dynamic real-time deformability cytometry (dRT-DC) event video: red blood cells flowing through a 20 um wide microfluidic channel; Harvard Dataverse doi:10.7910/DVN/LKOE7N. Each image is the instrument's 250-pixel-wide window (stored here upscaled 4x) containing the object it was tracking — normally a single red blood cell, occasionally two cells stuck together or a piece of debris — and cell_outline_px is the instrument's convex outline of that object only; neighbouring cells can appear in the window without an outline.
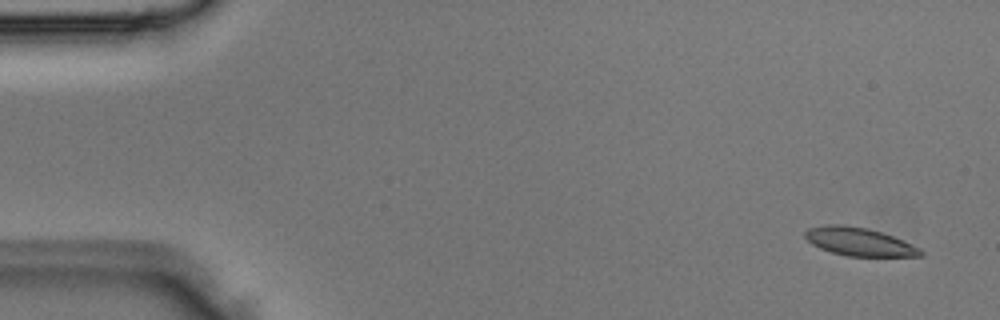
{"species": "Egyptian fruit bat (a non-hibernating species)", "species_latin": "Rousettus aegyptiacus", "temperature_condition": "room temperature", "stored_images_in_passage": 4, "camera_frame_rate_fps": 3000, "um_per_image_px": 0.085, "animal": {"sex": "male"}, "frame": {"image": 1, "passage_image": 1, "time_ms": 0.0, "image_size_px": [1000, 320], "cell_outline_px": [[924, 256], [848, 256], [832, 252], [820, 248], [812, 244], [804, 236], [804, 232], [808, 228], [828, 224], [840, 224], [868, 228], [892, 236], [912, 244], [920, 248], [924, 252]], "centroid_in_image_um": [73.03, 20.54], "position_along_channel_um": 12.0, "area_um2": 18.9}}